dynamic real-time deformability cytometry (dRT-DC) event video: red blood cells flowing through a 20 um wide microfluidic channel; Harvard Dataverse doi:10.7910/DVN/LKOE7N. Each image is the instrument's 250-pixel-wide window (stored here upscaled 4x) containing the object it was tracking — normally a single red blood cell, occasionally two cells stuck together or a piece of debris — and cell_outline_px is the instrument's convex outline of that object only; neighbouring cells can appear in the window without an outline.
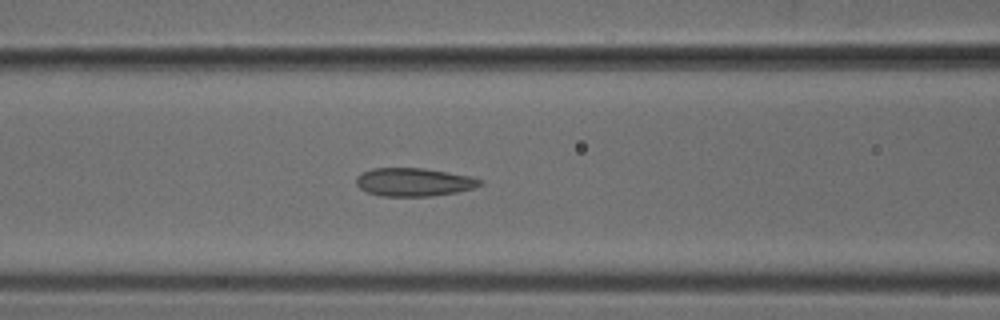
{"species": "common noctule bat (a hibernating species)", "species_latin": "Nyctalus noctula", "temperature_condition": "cold", "stored_images_in_passage": 40, "camera_frame_rate_fps": 3000, "um_per_image_px": 0.085, "animal": {"sex": "male", "body_mass_g": 18.8}, "frame": {"image": 1, "passage_image": 12, "time_ms": 3.667, "image_size_px": [1000, 320], "cell_outline_px": [[484, 184], [476, 188], [456, 192], [432, 196], [380, 196], [368, 192], [360, 188], [356, 184], [356, 176], [372, 168], [424, 168], [472, 176], [484, 180]], "centroid_in_image_um": [35.23, 15.47], "position_along_channel_um": 131.4, "area_um2": 20.58}}
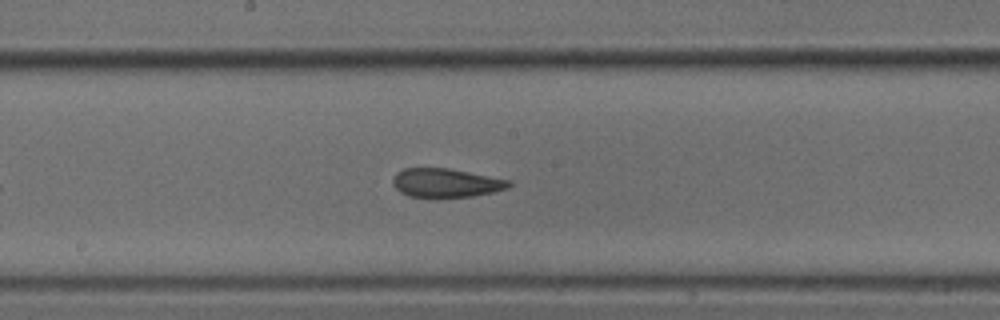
{"frame": {"image": 2, "passage_image": 18, "time_ms": 5.667, "image_size_px": [1000, 320], "cell_outline_px": [[512, 184], [508, 188], [492, 192], [472, 196], [408, 196], [400, 192], [392, 184], [392, 180], [396, 172], [404, 168], [448, 168], [512, 180]], "centroid_in_image_um": [37.91, 15.52], "position_along_channel_um": 210.3, "area_um2": 19.31}}
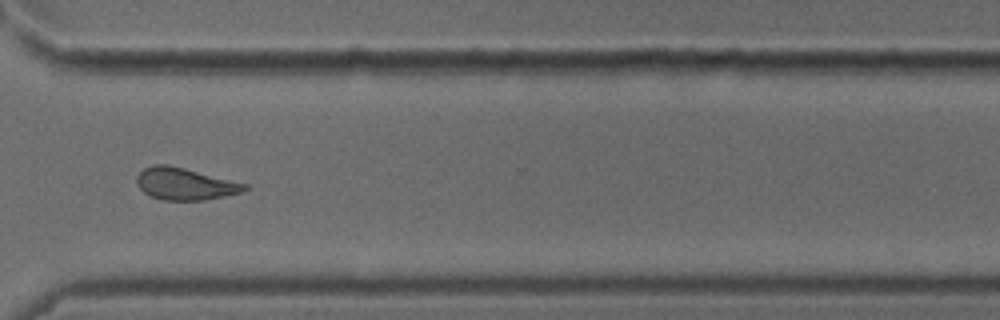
{"frame": {"image": 3, "passage_image": 29, "time_ms": 9.333, "image_size_px": [1000, 320], "cell_outline_px": [[248, 188], [244, 192], [204, 200], [164, 200], [152, 196], [144, 192], [140, 188], [136, 180], [136, 176], [144, 168], [156, 164], [168, 164], [248, 184]], "centroid_in_image_um": [15.74, 15.63], "position_along_channel_um": 354.9, "area_um2": 20.0}}